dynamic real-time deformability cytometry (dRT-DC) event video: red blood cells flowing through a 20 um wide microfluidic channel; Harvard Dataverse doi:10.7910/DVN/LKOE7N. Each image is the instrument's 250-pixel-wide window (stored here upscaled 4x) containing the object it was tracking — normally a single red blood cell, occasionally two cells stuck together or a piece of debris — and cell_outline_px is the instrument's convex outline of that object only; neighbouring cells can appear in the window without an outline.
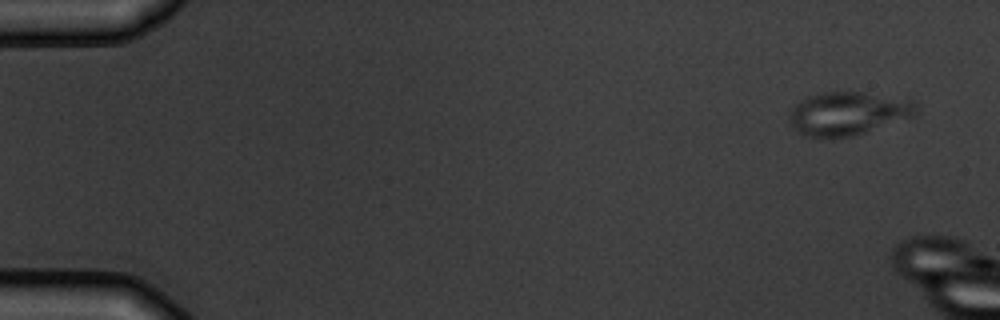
{"species": "common noctule bat (a hibernating species)", "species_latin": "Nyctalus noctula", "temperature_condition": "warm", "stored_images_in_passage": 3, "camera_frame_rate_fps": 3000, "um_per_image_px": 0.085, "animal": {"sex": "male", "body_mass_g": 19.5, "forearm_length_mm": 54.6}, "frame": {"image": 1, "passage_image": 1, "time_ms": 0.0, "image_size_px": [1000, 320], "cell_outline_px": [[916, 112], [912, 116], [852, 136], [828, 140], [816, 140], [804, 136], [796, 132], [788, 120], [788, 116], [792, 108], [800, 100], [808, 96], [824, 92], [864, 92], [916, 100]], "centroid_in_image_um": [71.99, 9.67], "position_along_channel_um": 13.0, "area_um2": 32.54}}